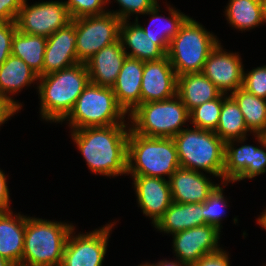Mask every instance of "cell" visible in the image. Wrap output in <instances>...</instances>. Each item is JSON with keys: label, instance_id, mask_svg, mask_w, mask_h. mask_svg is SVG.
Returning a JSON list of instances; mask_svg holds the SVG:
<instances>
[{"label": "cell", "instance_id": "obj_1", "mask_svg": "<svg viewBox=\"0 0 266 266\" xmlns=\"http://www.w3.org/2000/svg\"><path fill=\"white\" fill-rule=\"evenodd\" d=\"M71 131L72 140L92 173L109 177L127 174V141L130 126L117 124Z\"/></svg>", "mask_w": 266, "mask_h": 266}, {"label": "cell", "instance_id": "obj_2", "mask_svg": "<svg viewBox=\"0 0 266 266\" xmlns=\"http://www.w3.org/2000/svg\"><path fill=\"white\" fill-rule=\"evenodd\" d=\"M90 82L85 63H77L63 70L40 76L37 89L42 119L63 122L77 98Z\"/></svg>", "mask_w": 266, "mask_h": 266}, {"label": "cell", "instance_id": "obj_3", "mask_svg": "<svg viewBox=\"0 0 266 266\" xmlns=\"http://www.w3.org/2000/svg\"><path fill=\"white\" fill-rule=\"evenodd\" d=\"M180 167L173 138L145 137L130 129L127 141V175L159 178H165L166 175L169 180Z\"/></svg>", "mask_w": 266, "mask_h": 266}, {"label": "cell", "instance_id": "obj_4", "mask_svg": "<svg viewBox=\"0 0 266 266\" xmlns=\"http://www.w3.org/2000/svg\"><path fill=\"white\" fill-rule=\"evenodd\" d=\"M72 229L71 223L27 217L22 266H60Z\"/></svg>", "mask_w": 266, "mask_h": 266}, {"label": "cell", "instance_id": "obj_5", "mask_svg": "<svg viewBox=\"0 0 266 266\" xmlns=\"http://www.w3.org/2000/svg\"><path fill=\"white\" fill-rule=\"evenodd\" d=\"M182 168L209 173L223 183L225 142L213 131L197 127L181 130L173 137ZM200 169V170H199Z\"/></svg>", "mask_w": 266, "mask_h": 266}, {"label": "cell", "instance_id": "obj_6", "mask_svg": "<svg viewBox=\"0 0 266 266\" xmlns=\"http://www.w3.org/2000/svg\"><path fill=\"white\" fill-rule=\"evenodd\" d=\"M129 118L133 132L164 138H173L190 120L189 111L177 94L166 100L142 103L128 115Z\"/></svg>", "mask_w": 266, "mask_h": 266}, {"label": "cell", "instance_id": "obj_7", "mask_svg": "<svg viewBox=\"0 0 266 266\" xmlns=\"http://www.w3.org/2000/svg\"><path fill=\"white\" fill-rule=\"evenodd\" d=\"M219 42L217 36L188 17L171 40L166 55L177 76L201 72L208 55Z\"/></svg>", "mask_w": 266, "mask_h": 266}, {"label": "cell", "instance_id": "obj_8", "mask_svg": "<svg viewBox=\"0 0 266 266\" xmlns=\"http://www.w3.org/2000/svg\"><path fill=\"white\" fill-rule=\"evenodd\" d=\"M126 114L118 104L111 87L89 82L63 121L67 119L71 130H77L86 127L125 124Z\"/></svg>", "mask_w": 266, "mask_h": 266}, {"label": "cell", "instance_id": "obj_9", "mask_svg": "<svg viewBox=\"0 0 266 266\" xmlns=\"http://www.w3.org/2000/svg\"><path fill=\"white\" fill-rule=\"evenodd\" d=\"M122 21L113 13L76 19V54L79 63H86L103 47L120 40Z\"/></svg>", "mask_w": 266, "mask_h": 266}, {"label": "cell", "instance_id": "obj_10", "mask_svg": "<svg viewBox=\"0 0 266 266\" xmlns=\"http://www.w3.org/2000/svg\"><path fill=\"white\" fill-rule=\"evenodd\" d=\"M252 135H255L261 147L241 145L236 149L234 143H243L247 137L225 143L223 183L252 179L266 172V142L264 136L263 134Z\"/></svg>", "mask_w": 266, "mask_h": 266}, {"label": "cell", "instance_id": "obj_11", "mask_svg": "<svg viewBox=\"0 0 266 266\" xmlns=\"http://www.w3.org/2000/svg\"><path fill=\"white\" fill-rule=\"evenodd\" d=\"M15 22L20 32L47 38L72 22V18L63 1L38 2L30 6L24 0Z\"/></svg>", "mask_w": 266, "mask_h": 266}, {"label": "cell", "instance_id": "obj_12", "mask_svg": "<svg viewBox=\"0 0 266 266\" xmlns=\"http://www.w3.org/2000/svg\"><path fill=\"white\" fill-rule=\"evenodd\" d=\"M115 222L86 234L68 236L60 266H102L107 252L110 231Z\"/></svg>", "mask_w": 266, "mask_h": 266}, {"label": "cell", "instance_id": "obj_13", "mask_svg": "<svg viewBox=\"0 0 266 266\" xmlns=\"http://www.w3.org/2000/svg\"><path fill=\"white\" fill-rule=\"evenodd\" d=\"M220 232L217 227L204 224L173 234L174 256L185 266H191L202 256L221 249Z\"/></svg>", "mask_w": 266, "mask_h": 266}, {"label": "cell", "instance_id": "obj_14", "mask_svg": "<svg viewBox=\"0 0 266 266\" xmlns=\"http://www.w3.org/2000/svg\"><path fill=\"white\" fill-rule=\"evenodd\" d=\"M241 58L238 53L226 52L221 43L210 52L204 63L202 73L210 79L217 89L225 95H230L242 87L243 71Z\"/></svg>", "mask_w": 266, "mask_h": 266}, {"label": "cell", "instance_id": "obj_15", "mask_svg": "<svg viewBox=\"0 0 266 266\" xmlns=\"http://www.w3.org/2000/svg\"><path fill=\"white\" fill-rule=\"evenodd\" d=\"M177 94V75L167 55L159 60L144 61L141 104L162 101Z\"/></svg>", "mask_w": 266, "mask_h": 266}, {"label": "cell", "instance_id": "obj_16", "mask_svg": "<svg viewBox=\"0 0 266 266\" xmlns=\"http://www.w3.org/2000/svg\"><path fill=\"white\" fill-rule=\"evenodd\" d=\"M132 177L138 205L155 226L172 203L169 180L143 175Z\"/></svg>", "mask_w": 266, "mask_h": 266}, {"label": "cell", "instance_id": "obj_17", "mask_svg": "<svg viewBox=\"0 0 266 266\" xmlns=\"http://www.w3.org/2000/svg\"><path fill=\"white\" fill-rule=\"evenodd\" d=\"M79 63L76 54V19L47 37L43 75Z\"/></svg>", "mask_w": 266, "mask_h": 266}, {"label": "cell", "instance_id": "obj_18", "mask_svg": "<svg viewBox=\"0 0 266 266\" xmlns=\"http://www.w3.org/2000/svg\"><path fill=\"white\" fill-rule=\"evenodd\" d=\"M201 171L178 168L169 178L172 202L203 203L219 185Z\"/></svg>", "mask_w": 266, "mask_h": 266}, {"label": "cell", "instance_id": "obj_19", "mask_svg": "<svg viewBox=\"0 0 266 266\" xmlns=\"http://www.w3.org/2000/svg\"><path fill=\"white\" fill-rule=\"evenodd\" d=\"M126 57L121 40L103 47L85 63L90 83L112 88Z\"/></svg>", "mask_w": 266, "mask_h": 266}, {"label": "cell", "instance_id": "obj_20", "mask_svg": "<svg viewBox=\"0 0 266 266\" xmlns=\"http://www.w3.org/2000/svg\"><path fill=\"white\" fill-rule=\"evenodd\" d=\"M144 61L126 57L112 86L118 104L129 115L141 104V83Z\"/></svg>", "mask_w": 266, "mask_h": 266}, {"label": "cell", "instance_id": "obj_21", "mask_svg": "<svg viewBox=\"0 0 266 266\" xmlns=\"http://www.w3.org/2000/svg\"><path fill=\"white\" fill-rule=\"evenodd\" d=\"M26 218L12 210L0 212V256L14 266H22Z\"/></svg>", "mask_w": 266, "mask_h": 266}, {"label": "cell", "instance_id": "obj_22", "mask_svg": "<svg viewBox=\"0 0 266 266\" xmlns=\"http://www.w3.org/2000/svg\"><path fill=\"white\" fill-rule=\"evenodd\" d=\"M120 40L127 57L142 61L159 60L166 53L143 31L138 19L131 24L129 20L122 21L120 26ZM128 46V47H127ZM130 51L127 52V48Z\"/></svg>", "mask_w": 266, "mask_h": 266}, {"label": "cell", "instance_id": "obj_23", "mask_svg": "<svg viewBox=\"0 0 266 266\" xmlns=\"http://www.w3.org/2000/svg\"><path fill=\"white\" fill-rule=\"evenodd\" d=\"M201 225H204L203 203L172 202L154 227L173 235Z\"/></svg>", "mask_w": 266, "mask_h": 266}, {"label": "cell", "instance_id": "obj_24", "mask_svg": "<svg viewBox=\"0 0 266 266\" xmlns=\"http://www.w3.org/2000/svg\"><path fill=\"white\" fill-rule=\"evenodd\" d=\"M221 94L202 72L177 76V95L189 112L205 102L218 98Z\"/></svg>", "mask_w": 266, "mask_h": 266}, {"label": "cell", "instance_id": "obj_25", "mask_svg": "<svg viewBox=\"0 0 266 266\" xmlns=\"http://www.w3.org/2000/svg\"><path fill=\"white\" fill-rule=\"evenodd\" d=\"M38 78L39 76L21 58L10 55L0 66V93L21 110L22 104L9 95L20 92L27 85L31 86Z\"/></svg>", "mask_w": 266, "mask_h": 266}, {"label": "cell", "instance_id": "obj_26", "mask_svg": "<svg viewBox=\"0 0 266 266\" xmlns=\"http://www.w3.org/2000/svg\"><path fill=\"white\" fill-rule=\"evenodd\" d=\"M159 4L157 3L150 9L146 15L151 17V22L148 27L141 26L143 31L167 54L171 40L179 32L180 27L189 17L176 8L168 7L170 17H163L159 15ZM160 23V24H159ZM155 25H160L155 27Z\"/></svg>", "mask_w": 266, "mask_h": 266}, {"label": "cell", "instance_id": "obj_27", "mask_svg": "<svg viewBox=\"0 0 266 266\" xmlns=\"http://www.w3.org/2000/svg\"><path fill=\"white\" fill-rule=\"evenodd\" d=\"M47 38L17 30L12 38L11 55L21 58L39 77L43 76Z\"/></svg>", "mask_w": 266, "mask_h": 266}, {"label": "cell", "instance_id": "obj_28", "mask_svg": "<svg viewBox=\"0 0 266 266\" xmlns=\"http://www.w3.org/2000/svg\"><path fill=\"white\" fill-rule=\"evenodd\" d=\"M225 16L236 29H253L265 23L264 0H229Z\"/></svg>", "mask_w": 266, "mask_h": 266}, {"label": "cell", "instance_id": "obj_29", "mask_svg": "<svg viewBox=\"0 0 266 266\" xmlns=\"http://www.w3.org/2000/svg\"><path fill=\"white\" fill-rule=\"evenodd\" d=\"M248 131L251 132L235 99L231 95L222 94V109L215 133L226 143L245 138Z\"/></svg>", "mask_w": 266, "mask_h": 266}, {"label": "cell", "instance_id": "obj_30", "mask_svg": "<svg viewBox=\"0 0 266 266\" xmlns=\"http://www.w3.org/2000/svg\"><path fill=\"white\" fill-rule=\"evenodd\" d=\"M231 96L239 105L251 133L262 134L266 130V99L257 97L242 87Z\"/></svg>", "mask_w": 266, "mask_h": 266}, {"label": "cell", "instance_id": "obj_31", "mask_svg": "<svg viewBox=\"0 0 266 266\" xmlns=\"http://www.w3.org/2000/svg\"><path fill=\"white\" fill-rule=\"evenodd\" d=\"M222 109V94L211 101L205 102L189 112L190 123L194 127L216 131L219 122V116Z\"/></svg>", "mask_w": 266, "mask_h": 266}, {"label": "cell", "instance_id": "obj_32", "mask_svg": "<svg viewBox=\"0 0 266 266\" xmlns=\"http://www.w3.org/2000/svg\"><path fill=\"white\" fill-rule=\"evenodd\" d=\"M223 188L220 184L213 190L203 202L204 224L213 225L221 231L222 216L226 213L227 200L223 195Z\"/></svg>", "mask_w": 266, "mask_h": 266}, {"label": "cell", "instance_id": "obj_33", "mask_svg": "<svg viewBox=\"0 0 266 266\" xmlns=\"http://www.w3.org/2000/svg\"><path fill=\"white\" fill-rule=\"evenodd\" d=\"M64 3L74 20L80 17L104 14L108 12L104 7L110 2L109 0H68Z\"/></svg>", "mask_w": 266, "mask_h": 266}, {"label": "cell", "instance_id": "obj_34", "mask_svg": "<svg viewBox=\"0 0 266 266\" xmlns=\"http://www.w3.org/2000/svg\"><path fill=\"white\" fill-rule=\"evenodd\" d=\"M243 71V83L244 88L253 95L266 99V65L257 67L245 73Z\"/></svg>", "mask_w": 266, "mask_h": 266}, {"label": "cell", "instance_id": "obj_35", "mask_svg": "<svg viewBox=\"0 0 266 266\" xmlns=\"http://www.w3.org/2000/svg\"><path fill=\"white\" fill-rule=\"evenodd\" d=\"M121 6V10L108 11L116 15L121 21H126L132 14L145 15L150 9H152L157 3V0H116Z\"/></svg>", "mask_w": 266, "mask_h": 266}, {"label": "cell", "instance_id": "obj_36", "mask_svg": "<svg viewBox=\"0 0 266 266\" xmlns=\"http://www.w3.org/2000/svg\"><path fill=\"white\" fill-rule=\"evenodd\" d=\"M16 31V22H0V66L11 55L12 38Z\"/></svg>", "mask_w": 266, "mask_h": 266}, {"label": "cell", "instance_id": "obj_37", "mask_svg": "<svg viewBox=\"0 0 266 266\" xmlns=\"http://www.w3.org/2000/svg\"><path fill=\"white\" fill-rule=\"evenodd\" d=\"M24 0H0V22H15Z\"/></svg>", "mask_w": 266, "mask_h": 266}, {"label": "cell", "instance_id": "obj_38", "mask_svg": "<svg viewBox=\"0 0 266 266\" xmlns=\"http://www.w3.org/2000/svg\"><path fill=\"white\" fill-rule=\"evenodd\" d=\"M229 255L222 248L216 252L202 256L191 266H230Z\"/></svg>", "mask_w": 266, "mask_h": 266}, {"label": "cell", "instance_id": "obj_39", "mask_svg": "<svg viewBox=\"0 0 266 266\" xmlns=\"http://www.w3.org/2000/svg\"><path fill=\"white\" fill-rule=\"evenodd\" d=\"M20 109L5 95L0 93V126Z\"/></svg>", "mask_w": 266, "mask_h": 266}, {"label": "cell", "instance_id": "obj_40", "mask_svg": "<svg viewBox=\"0 0 266 266\" xmlns=\"http://www.w3.org/2000/svg\"><path fill=\"white\" fill-rule=\"evenodd\" d=\"M6 177L5 173L0 169V212L11 210L9 207L10 196Z\"/></svg>", "mask_w": 266, "mask_h": 266}, {"label": "cell", "instance_id": "obj_41", "mask_svg": "<svg viewBox=\"0 0 266 266\" xmlns=\"http://www.w3.org/2000/svg\"><path fill=\"white\" fill-rule=\"evenodd\" d=\"M153 266H185L179 259L174 261L162 260L157 262L156 264L153 263Z\"/></svg>", "mask_w": 266, "mask_h": 266}, {"label": "cell", "instance_id": "obj_42", "mask_svg": "<svg viewBox=\"0 0 266 266\" xmlns=\"http://www.w3.org/2000/svg\"><path fill=\"white\" fill-rule=\"evenodd\" d=\"M257 220L259 225L266 230V210H264V212L261 213V215L258 217Z\"/></svg>", "mask_w": 266, "mask_h": 266}, {"label": "cell", "instance_id": "obj_43", "mask_svg": "<svg viewBox=\"0 0 266 266\" xmlns=\"http://www.w3.org/2000/svg\"><path fill=\"white\" fill-rule=\"evenodd\" d=\"M0 266H14L11 262L7 259L0 256Z\"/></svg>", "mask_w": 266, "mask_h": 266}, {"label": "cell", "instance_id": "obj_44", "mask_svg": "<svg viewBox=\"0 0 266 266\" xmlns=\"http://www.w3.org/2000/svg\"><path fill=\"white\" fill-rule=\"evenodd\" d=\"M264 13H265V23H266V0H264Z\"/></svg>", "mask_w": 266, "mask_h": 266}, {"label": "cell", "instance_id": "obj_45", "mask_svg": "<svg viewBox=\"0 0 266 266\" xmlns=\"http://www.w3.org/2000/svg\"><path fill=\"white\" fill-rule=\"evenodd\" d=\"M138 266H153V264L145 263V264L138 265Z\"/></svg>", "mask_w": 266, "mask_h": 266}, {"label": "cell", "instance_id": "obj_46", "mask_svg": "<svg viewBox=\"0 0 266 266\" xmlns=\"http://www.w3.org/2000/svg\"><path fill=\"white\" fill-rule=\"evenodd\" d=\"M262 134H263V136H264V140H265V142H266V130H265Z\"/></svg>", "mask_w": 266, "mask_h": 266}]
</instances>
